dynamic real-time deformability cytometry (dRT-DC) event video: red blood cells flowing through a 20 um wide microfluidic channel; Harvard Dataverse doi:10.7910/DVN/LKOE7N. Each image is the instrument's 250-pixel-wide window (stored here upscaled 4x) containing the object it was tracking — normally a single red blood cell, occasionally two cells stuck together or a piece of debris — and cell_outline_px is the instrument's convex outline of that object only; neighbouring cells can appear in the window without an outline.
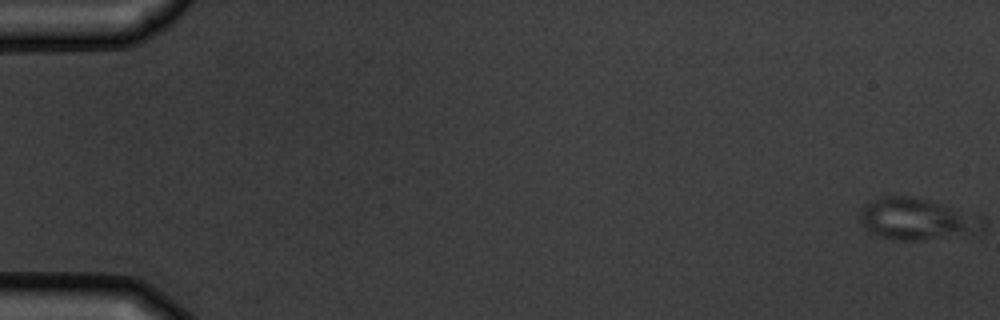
{"species": "common noctule bat (a hibernating species)", "species_latin": "Nyctalus noctula", "temperature_condition": "warm", "stored_images_in_passage": 7, "camera_frame_rate_fps": 3000, "um_per_image_px": 0.085, "animal": {"sex": "male", "body_mass_g": 19.5, "forearm_length_mm": 54.6}, "frame": {"image": 1, "passage_image": 1, "time_ms": 0.0, "image_size_px": [1000, 320], "cell_outline_px": [[984, 232], [924, 240], [892, 240], [868, 232], [860, 220], [860, 212], [864, 204], [880, 196], [912, 196], [928, 200], [984, 216]], "centroid_in_image_um": [77.97, 18.62], "position_along_channel_um": 7.0, "area_um2": 30.29}}
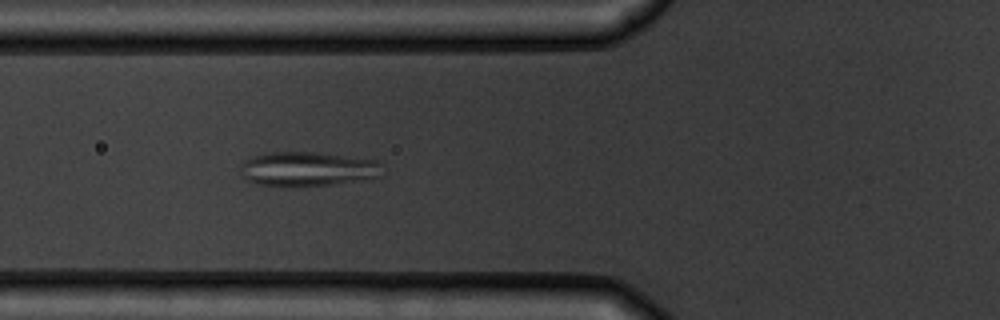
{"frame": {"image": 2, "passage_image": 7, "time_ms": 6.667, "image_size_px": [1000, 320], "cell_outline_px": [[380, 176], [372, 180], [332, 184], [256, 184], [248, 180], [240, 172], [240, 164], [244, 160], [252, 156], [272, 152], [312, 152], [376, 160], [380, 164]], "centroid_in_image_um": [26.17, 14.34], "position_along_channel_um": 99.6, "area_um2": 27.8}}